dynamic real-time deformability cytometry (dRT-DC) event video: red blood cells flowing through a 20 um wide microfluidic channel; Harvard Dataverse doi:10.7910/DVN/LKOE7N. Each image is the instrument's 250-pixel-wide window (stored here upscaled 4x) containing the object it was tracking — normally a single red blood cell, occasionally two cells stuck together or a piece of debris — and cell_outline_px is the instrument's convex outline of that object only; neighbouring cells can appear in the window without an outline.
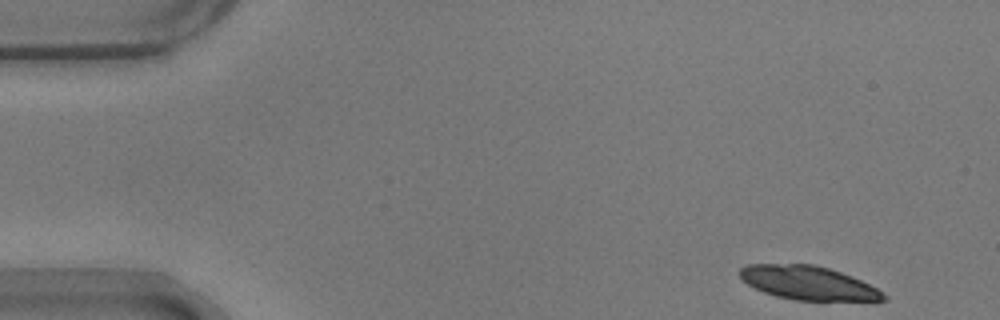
{"species": "common noctule bat (a hibernating species)", "species_latin": "Nyctalus noctula", "temperature_condition": "warm", "stored_images_in_passage": 21, "camera_frame_rate_fps": 3000, "um_per_image_px": 0.085, "animal": {"sex": "male", "body_mass_g": 17.9}, "frame": {"image": 1, "passage_image": 1, "time_ms": 0.0, "image_size_px": [1000, 320], "cell_outline_px": [[888, 300], [796, 300], [776, 296], [764, 292], [748, 284], [740, 276], [740, 268], [748, 264], [812, 264], [828, 268], [852, 276], [884, 292], [888, 296]], "centroid_in_image_um": [68.7, 24.04], "position_along_channel_um": 16.3, "area_um2": 27.92}}